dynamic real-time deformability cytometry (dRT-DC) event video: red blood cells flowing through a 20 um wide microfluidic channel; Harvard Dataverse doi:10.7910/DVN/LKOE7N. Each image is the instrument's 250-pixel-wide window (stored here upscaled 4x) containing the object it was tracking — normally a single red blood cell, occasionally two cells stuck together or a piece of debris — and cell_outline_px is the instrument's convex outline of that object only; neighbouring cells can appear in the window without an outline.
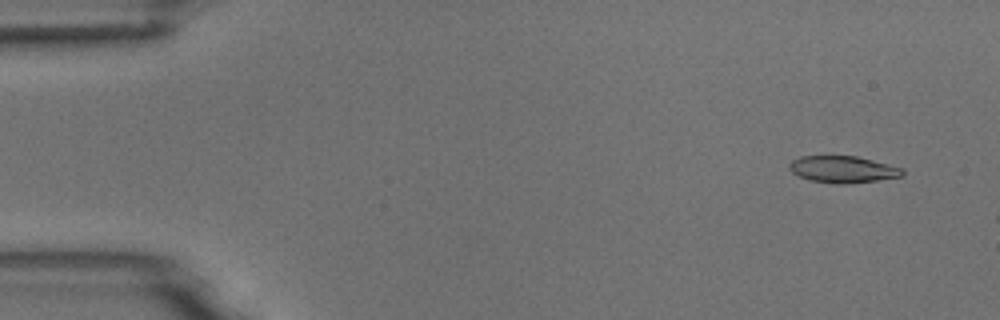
{"species": "common noctule bat (a hibernating species)", "species_latin": "Nyctalus noctula", "temperature_condition": "room temperature", "stored_images_in_passage": 4, "camera_frame_rate_fps": 3000, "um_per_image_px": 0.085, "animal": {"sex": "male", "body_mass_g": 18.8}, "frame": {"image": 1, "passage_image": 2, "time_ms": 1.0, "image_size_px": [1000, 320], "cell_outline_px": [[904, 176], [848, 184], [836, 184], [812, 180], [800, 176], [792, 172], [788, 168], [788, 164], [792, 160], [800, 156], [856, 156], [904, 168]], "centroid_in_image_um": [71.65, 14.39], "position_along_channel_um": 13.3, "area_um2": 17.63}}